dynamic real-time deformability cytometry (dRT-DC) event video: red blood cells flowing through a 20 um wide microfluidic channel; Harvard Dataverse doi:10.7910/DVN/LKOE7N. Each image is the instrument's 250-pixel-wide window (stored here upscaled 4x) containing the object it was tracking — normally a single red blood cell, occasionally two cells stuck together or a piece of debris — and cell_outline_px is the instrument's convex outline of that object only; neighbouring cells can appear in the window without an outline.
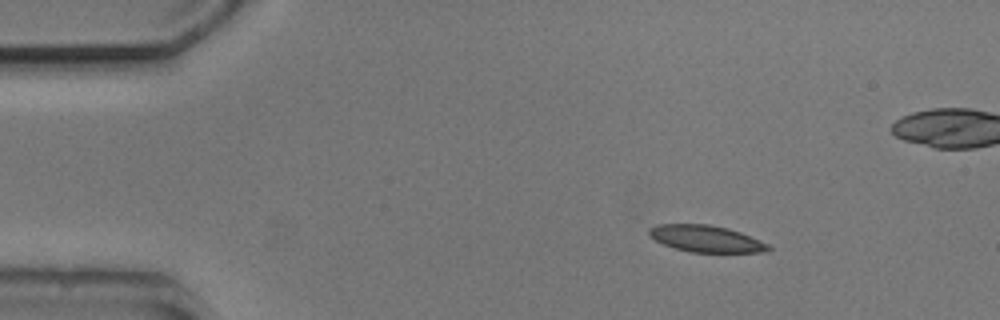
{"species": "common noctule bat (a hibernating species)", "species_latin": "Nyctalus noctula", "temperature_condition": "cold", "stored_images_in_passage": 4, "camera_frame_rate_fps": 3000, "um_per_image_px": 0.085, "animal": {"sex": "male", "body_mass_g": 20.5, "forearm_length_mm": 52.5}, "frame": {"image": 1, "passage_image": 1, "time_ms": 0.0, "image_size_px": [1000, 320], "cell_outline_px": [[772, 248], [768, 252], [692, 252], [676, 248], [664, 244], [648, 236], [648, 228], [656, 224], [708, 224], [728, 228], [740, 232], [768, 244]], "centroid_in_image_um": [59.99, 20.28], "position_along_channel_um": 25.0, "area_um2": 18.5}}